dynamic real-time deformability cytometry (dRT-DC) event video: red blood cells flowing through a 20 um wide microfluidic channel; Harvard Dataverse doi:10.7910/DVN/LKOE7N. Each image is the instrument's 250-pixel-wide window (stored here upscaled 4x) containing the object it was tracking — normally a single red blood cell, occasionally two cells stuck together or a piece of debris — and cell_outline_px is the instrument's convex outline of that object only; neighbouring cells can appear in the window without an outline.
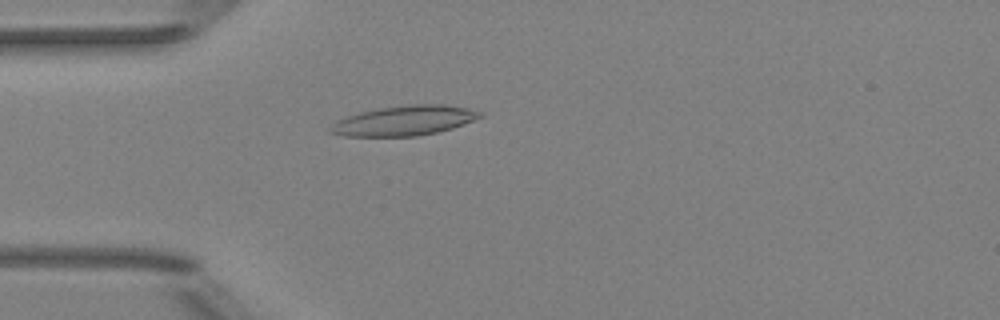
{"species": "Egyptian fruit bat (a non-hibernating species)", "species_latin": "Rousettus aegyptiacus", "temperature_condition": "room temperature", "stored_images_in_passage": 5, "camera_frame_rate_fps": 3000, "um_per_image_px": 0.085, "animal": {"sex": "female"}, "frame": {"image": 1, "passage_image": 5, "time_ms": 4.667, "image_size_px": [1000, 320], "cell_outline_px": [[484, 116], [464, 124], [452, 128], [436, 132], [416, 136], [344, 136], [328, 132], [328, 128], [336, 120], [360, 112], [380, 108], [408, 104], [444, 104], [468, 108], [484, 112]], "centroid_in_image_um": [34.38, 10.25], "position_along_channel_um": 50.6, "area_um2": 26.13}}